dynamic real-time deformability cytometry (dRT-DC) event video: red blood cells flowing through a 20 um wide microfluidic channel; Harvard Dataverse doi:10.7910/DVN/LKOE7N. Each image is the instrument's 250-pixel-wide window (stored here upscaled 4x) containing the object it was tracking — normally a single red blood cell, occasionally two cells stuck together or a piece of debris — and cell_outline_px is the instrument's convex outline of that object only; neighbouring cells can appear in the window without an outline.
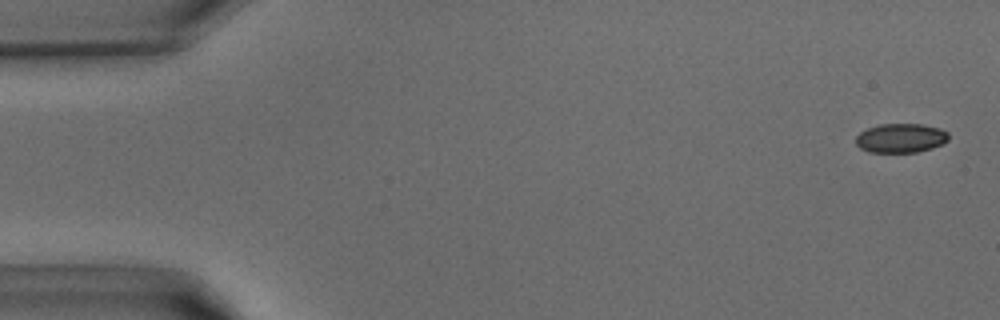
{"species": "common noctule bat (a hibernating species)", "species_latin": "Nyctalus noctula", "temperature_condition": "warm", "stored_images_in_passage": 40, "camera_frame_rate_fps": 3000, "um_per_image_px": 0.085, "animal": {"sex": "male", "body_mass_g": 15.6}, "frame": {"image": 1, "passage_image": 2, "time_ms": 0.333, "image_size_px": [1000, 320], "cell_outline_px": [[948, 140], [944, 144], [932, 148], [916, 152], [868, 152], [860, 148], [856, 144], [856, 136], [860, 132], [868, 128], [880, 124], [920, 124], [940, 128], [948, 132]], "centroid_in_image_um": [76.57, 11.74], "position_along_channel_um": 8.4, "area_um2": 15.84}}
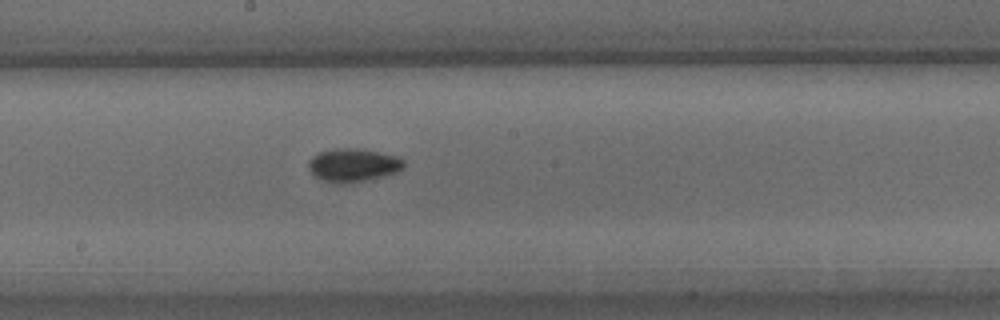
{"frame": {"image": 2, "passage_image": 22, "time_ms": 7.0, "image_size_px": [1000, 320], "cell_outline_px": [[404, 168], [396, 172], [364, 180], [344, 184], [336, 184], [320, 180], [312, 176], [308, 168], [308, 160], [312, 156], [320, 152], [336, 148], [360, 148], [396, 156], [404, 160]], "centroid_in_image_um": [29.95, 14.04], "position_along_channel_um": 218.3, "area_um2": 18.61}}
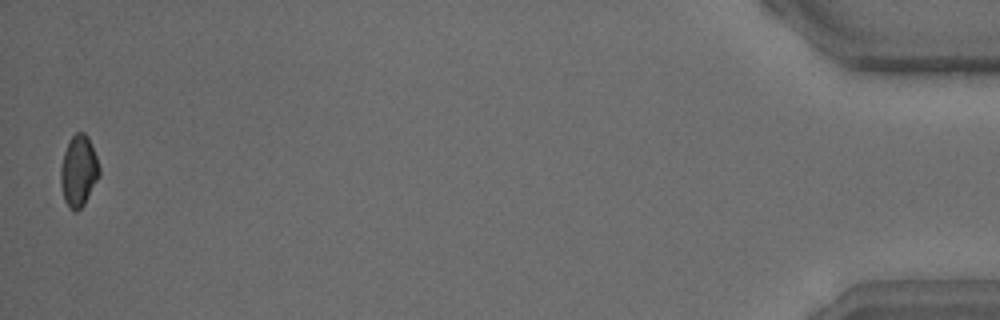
{"frame": {"image": 3, "passage_image": 40, "time_ms": 13.0, "image_size_px": [1000, 320], "cell_outline_px": [[100, 176], [84, 204], [76, 212], [64, 200], [60, 184], [60, 168], [64, 152], [72, 136], [76, 132], [84, 132], [88, 136], [96, 156], [100, 168]], "centroid_in_image_um": [6.69, 14.52], "position_along_channel_um": 428.5, "area_um2": 15.95}}